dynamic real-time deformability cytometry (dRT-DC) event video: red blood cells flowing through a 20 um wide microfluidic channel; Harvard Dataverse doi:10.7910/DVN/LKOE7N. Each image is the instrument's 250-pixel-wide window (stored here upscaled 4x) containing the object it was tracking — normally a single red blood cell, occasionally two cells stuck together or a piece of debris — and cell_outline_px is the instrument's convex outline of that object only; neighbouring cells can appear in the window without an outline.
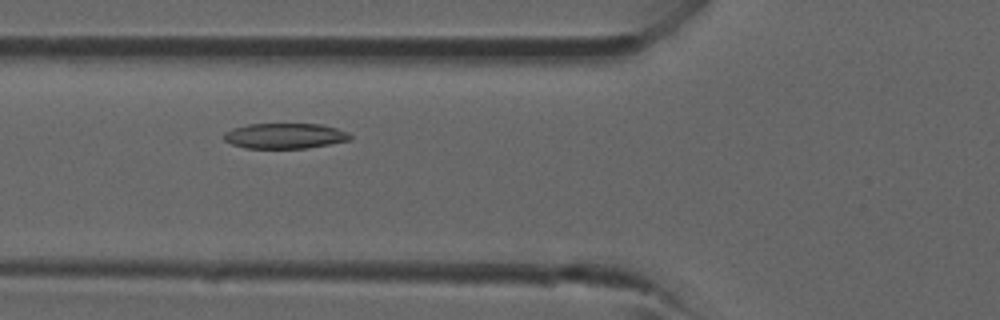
{"species": "common noctule bat (a hibernating species)", "species_latin": "Nyctalus noctula", "temperature_condition": "room temperature", "stored_images_in_passage": 39, "camera_frame_rate_fps": 3000, "um_per_image_px": 0.085, "animal": {"sex": "male", "forearm_length_mm": 52.5}, "frame": {"image": 1, "passage_image": 12, "time_ms": 3.667, "image_size_px": [1000, 320], "cell_outline_px": [[352, 140], [308, 148], [244, 148], [232, 144], [224, 140], [224, 132], [232, 128], [248, 124], [320, 124], [336, 128], [348, 132], [352, 136]], "centroid_in_image_um": [24.23, 11.55], "position_along_channel_um": 101.6, "area_um2": 18.79}}
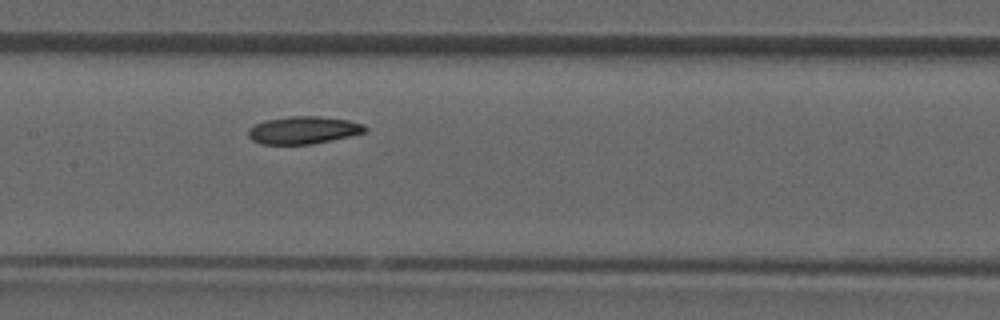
{"frame": {"image": 2, "passage_image": 17, "time_ms": 5.333, "image_size_px": [1000, 320], "cell_outline_px": [[368, 128], [364, 132], [348, 136], [312, 144], [260, 144], [252, 140], [248, 136], [248, 128], [264, 120], [288, 116], [320, 116], [348, 120], [364, 124]], "centroid_in_image_um": [25.75, 11.05], "position_along_channel_um": 181.6, "area_um2": 18.73}}